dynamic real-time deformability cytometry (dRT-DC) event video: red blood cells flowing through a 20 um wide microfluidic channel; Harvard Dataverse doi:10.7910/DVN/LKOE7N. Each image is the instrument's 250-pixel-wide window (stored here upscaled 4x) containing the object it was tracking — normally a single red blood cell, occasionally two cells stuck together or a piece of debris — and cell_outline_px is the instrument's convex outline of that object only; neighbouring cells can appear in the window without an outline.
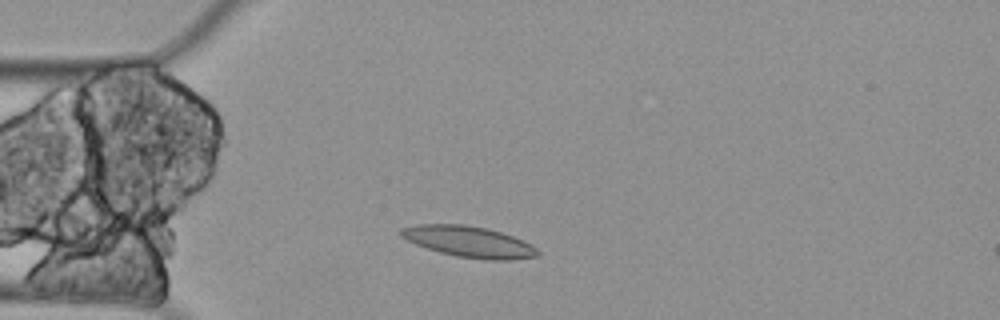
{"species": "Egyptian fruit bat (a non-hibernating species)", "species_latin": "Rousettus aegyptiacus", "temperature_condition": "cold", "stored_images_in_passage": 9, "camera_frame_rate_fps": 3000, "um_per_image_px": 0.085, "animal": {"sex": "female"}, "frame": {"image": 1, "passage_image": 2, "time_ms": 0.333, "image_size_px": [1000, 320], "cell_outline_px": [[540, 256], [508, 260], [484, 260], [456, 256], [440, 252], [416, 244], [400, 236], [400, 228], [416, 224], [464, 224], [488, 228], [512, 236], [536, 248], [540, 252]], "centroid_in_image_um": [39.84, 20.54], "position_along_channel_um": 45.2, "area_um2": 24.62}}
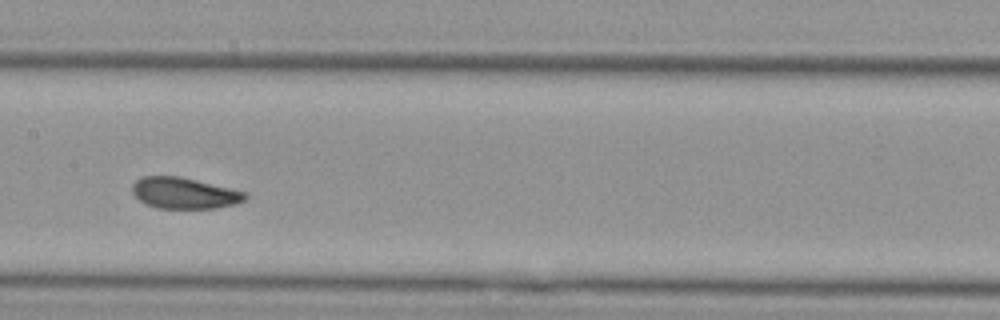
{"frame": {"image": 2, "passage_image": 6, "time_ms": 1.667, "image_size_px": [1000, 320], "cell_outline_px": [[248, 196], [244, 200], [236, 204], [216, 208], [156, 208], [144, 204], [132, 192], [132, 184], [140, 176], [180, 176], [244, 192]], "centroid_in_image_um": [15.61, 16.41], "position_along_channel_um": 191.8, "area_um2": 20.4}}
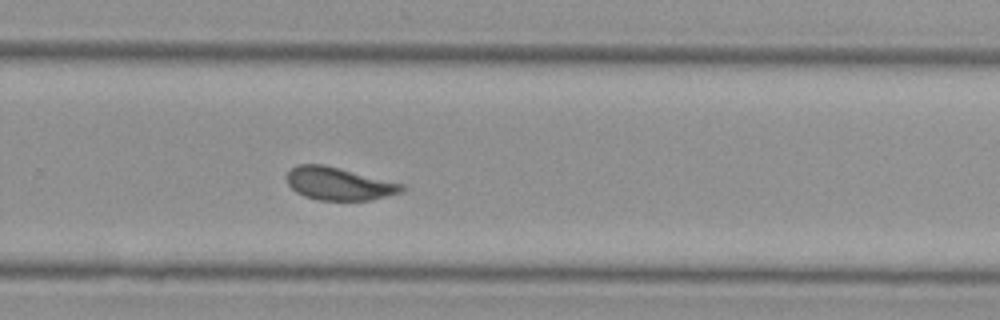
{"frame": {"image": 3, "passage_image": 9, "time_ms": 2.667, "image_size_px": [1000, 320], "cell_outline_px": [[404, 188], [400, 192], [368, 200], [316, 200], [304, 196], [296, 192], [288, 184], [288, 172], [296, 164], [324, 164], [404, 184]], "centroid_in_image_um": [28.77, 15.61], "position_along_channel_um": 301.0, "area_um2": 21.73}}